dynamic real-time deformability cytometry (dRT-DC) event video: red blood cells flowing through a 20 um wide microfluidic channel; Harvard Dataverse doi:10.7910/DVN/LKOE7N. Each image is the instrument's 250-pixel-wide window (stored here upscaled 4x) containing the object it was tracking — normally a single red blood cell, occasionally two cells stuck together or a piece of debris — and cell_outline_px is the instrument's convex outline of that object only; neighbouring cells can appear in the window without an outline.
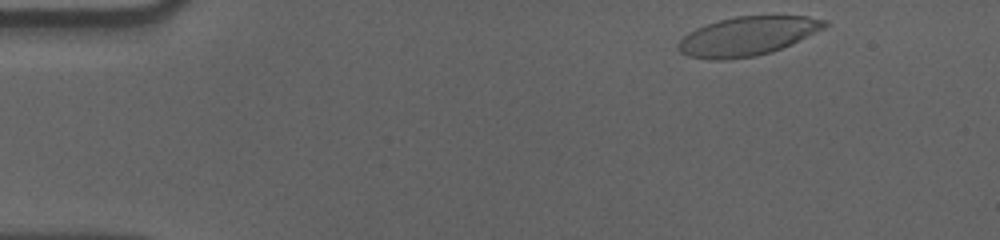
{"species": "human", "species_latin": "Homo sapiens", "temperature_condition": "cold", "stored_images_in_passage": 53, "camera_frame_rate_fps": 3000, "um_per_image_px": 0.085, "donor": {"sex": "male"}, "frame": {"image": 1, "passage_image": 2, "time_ms": 0.333, "image_size_px": [1000, 240], "cell_outline_px": [[828, 24], [824, 28], [792, 44], [772, 52], [756, 56], [724, 60], [716, 60], [688, 56], [680, 52], [676, 48], [676, 44], [688, 32], [696, 28], [720, 20], [736, 16], [808, 16], [828, 20]], "centroid_in_image_um": [63.53, 3.08], "position_along_channel_um": 21.5, "area_um2": 33.23}}
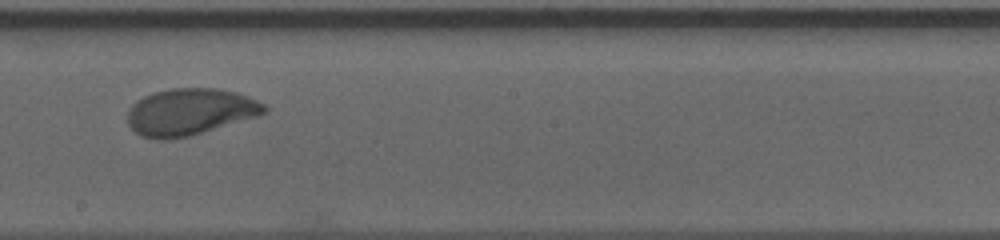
{"frame": {"image": 2, "passage_image": 28, "time_ms": 9.0, "image_size_px": [1000, 240], "cell_outline_px": [[268, 112], [256, 116], [192, 136], [168, 140], [156, 140], [140, 136], [128, 124], [128, 108], [136, 100], [144, 96], [156, 92], [172, 88], [216, 88], [236, 92], [248, 96], [264, 104], [268, 108]], "centroid_in_image_um": [16.13, 9.52], "position_along_channel_um": 232.1, "area_um2": 37.45}}
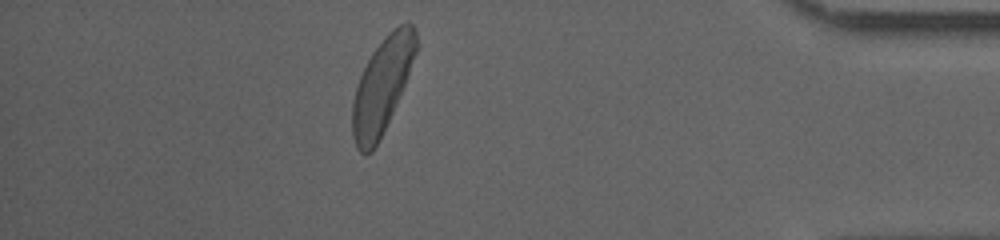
{"frame": {"image": 3, "passage_image": 46, "time_ms": 15.0, "image_size_px": [1000, 240], "cell_outline_px": [[416, 52], [404, 84], [396, 104], [372, 152], [360, 152], [356, 148], [352, 136], [352, 100], [360, 76], [372, 52], [384, 36], [388, 32], [400, 24], [408, 20], [412, 24], [416, 32]], "centroid_in_image_um": [32.46, 7.24], "position_along_channel_um": 402.7, "area_um2": 34.56}, "authors_computed_cell_mechanics": {"area_um2": 35.7782, "velocity_mm_per_s": 3.5198, "shape_relaxation_time_tau1_ms": 3.5507, "shape_relaxation_time_tau2_ms": 1.9076, "deformation_change_tau1": 0.1616, "deformation_change_tau2": 0.0697}}